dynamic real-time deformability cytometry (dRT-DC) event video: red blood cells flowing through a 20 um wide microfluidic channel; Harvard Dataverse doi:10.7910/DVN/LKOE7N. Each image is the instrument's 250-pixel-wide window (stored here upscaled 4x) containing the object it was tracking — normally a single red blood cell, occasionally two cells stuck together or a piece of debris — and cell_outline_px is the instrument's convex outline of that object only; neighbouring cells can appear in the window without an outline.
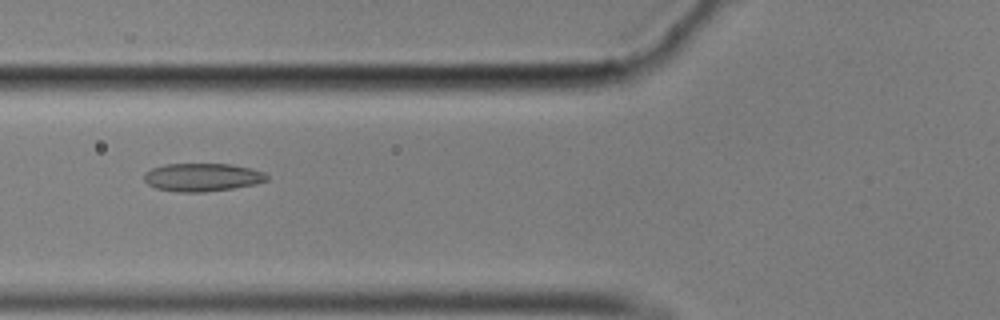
{"species": "common noctule bat (a hibernating species)", "species_latin": "Nyctalus noctula", "temperature_condition": "cold", "stored_images_in_passage": 50, "camera_frame_rate_fps": 3000, "um_per_image_px": 0.085, "animal": {"sex": "male", "body_mass_g": 17.9}, "frame": {"image": 1, "passage_image": 15, "time_ms": 4.667, "image_size_px": [1000, 320], "cell_outline_px": [[268, 180], [256, 184], [232, 188], [204, 192], [176, 192], [156, 188], [148, 184], [144, 180], [144, 172], [152, 168], [164, 164], [232, 164], [252, 168], [264, 172], [268, 176]], "centroid_in_image_um": [17.19, 15.06], "position_along_channel_um": 108.6, "area_um2": 20.23}}
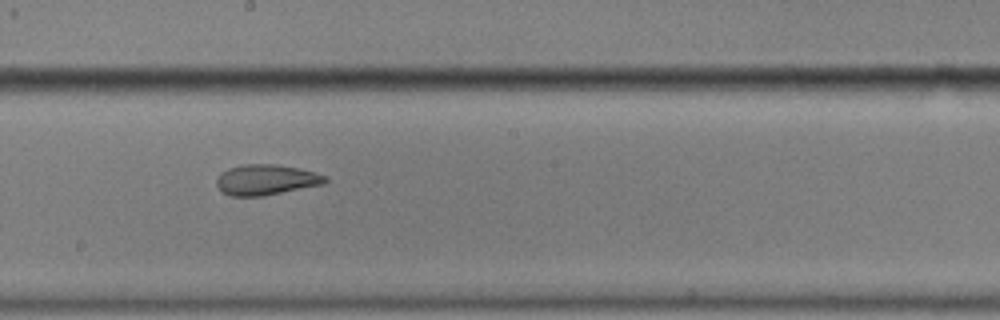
{"frame": {"image": 2, "passage_image": 25, "time_ms": 8.0, "image_size_px": [1000, 320], "cell_outline_px": [[328, 180], [324, 184], [264, 196], [232, 196], [220, 192], [216, 184], [216, 180], [220, 172], [228, 168], [244, 164], [276, 164], [300, 168], [316, 172], [328, 176]], "centroid_in_image_um": [22.62, 15.28], "position_along_channel_um": 225.6, "area_um2": 19.65}}
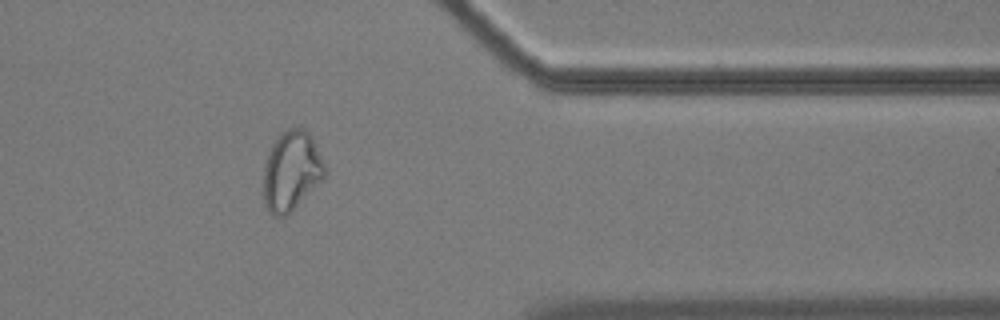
{"frame": {"image": 3, "passage_image": 40, "time_ms": 13.0, "image_size_px": [1000, 320], "cell_outline_px": [[324, 176], [284, 216], [272, 216], [268, 212], [264, 204], [264, 168], [268, 152], [276, 136], [280, 132], [288, 128], [304, 128], [308, 132], [324, 164]], "centroid_in_image_um": [24.7, 14.49], "position_along_channel_um": 386.7, "area_um2": 27.57}, "authors_computed_cell_mechanics": {"area_um2": 20.7791, "velocity_mm_per_s": 3.4991, "shape_relaxation_time_tau1_ms": null, "shape_relaxation_time_tau2_ms": 2.4794, "deformation_change_tau1": null, "deformation_change_tau2": 0.0933}}